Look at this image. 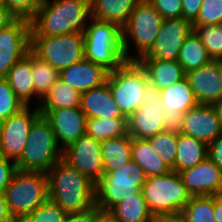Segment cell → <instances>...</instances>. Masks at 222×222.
<instances>
[{
	"instance_id": "obj_1",
	"label": "cell",
	"mask_w": 222,
	"mask_h": 222,
	"mask_svg": "<svg viewBox=\"0 0 222 222\" xmlns=\"http://www.w3.org/2000/svg\"><path fill=\"white\" fill-rule=\"evenodd\" d=\"M46 175L49 199L67 214L82 212L96 205V184L63 159Z\"/></svg>"
},
{
	"instance_id": "obj_2",
	"label": "cell",
	"mask_w": 222,
	"mask_h": 222,
	"mask_svg": "<svg viewBox=\"0 0 222 222\" xmlns=\"http://www.w3.org/2000/svg\"><path fill=\"white\" fill-rule=\"evenodd\" d=\"M90 18V0H42L30 20L31 36L83 33Z\"/></svg>"
},
{
	"instance_id": "obj_3",
	"label": "cell",
	"mask_w": 222,
	"mask_h": 222,
	"mask_svg": "<svg viewBox=\"0 0 222 222\" xmlns=\"http://www.w3.org/2000/svg\"><path fill=\"white\" fill-rule=\"evenodd\" d=\"M83 34L85 59L109 72L116 70L126 61L122 28L119 25L91 17Z\"/></svg>"
},
{
	"instance_id": "obj_4",
	"label": "cell",
	"mask_w": 222,
	"mask_h": 222,
	"mask_svg": "<svg viewBox=\"0 0 222 222\" xmlns=\"http://www.w3.org/2000/svg\"><path fill=\"white\" fill-rule=\"evenodd\" d=\"M62 156L63 150L50 123L40 115L32 124L21 157L15 162L16 169L47 173Z\"/></svg>"
},
{
	"instance_id": "obj_5",
	"label": "cell",
	"mask_w": 222,
	"mask_h": 222,
	"mask_svg": "<svg viewBox=\"0 0 222 222\" xmlns=\"http://www.w3.org/2000/svg\"><path fill=\"white\" fill-rule=\"evenodd\" d=\"M3 193L11 215L20 222L49 199L47 175L16 170Z\"/></svg>"
},
{
	"instance_id": "obj_6",
	"label": "cell",
	"mask_w": 222,
	"mask_h": 222,
	"mask_svg": "<svg viewBox=\"0 0 222 222\" xmlns=\"http://www.w3.org/2000/svg\"><path fill=\"white\" fill-rule=\"evenodd\" d=\"M141 192L152 215H178L191 199L179 173L174 170L146 177Z\"/></svg>"
},
{
	"instance_id": "obj_7",
	"label": "cell",
	"mask_w": 222,
	"mask_h": 222,
	"mask_svg": "<svg viewBox=\"0 0 222 222\" xmlns=\"http://www.w3.org/2000/svg\"><path fill=\"white\" fill-rule=\"evenodd\" d=\"M106 83L114 102L128 118L144 103V89L149 78L138 60H126L119 68L109 72Z\"/></svg>"
},
{
	"instance_id": "obj_8",
	"label": "cell",
	"mask_w": 222,
	"mask_h": 222,
	"mask_svg": "<svg viewBox=\"0 0 222 222\" xmlns=\"http://www.w3.org/2000/svg\"><path fill=\"white\" fill-rule=\"evenodd\" d=\"M162 22L163 17L148 0L138 3L122 28L123 53L126 60H139L152 48ZM131 43L134 44L137 55L129 54Z\"/></svg>"
},
{
	"instance_id": "obj_9",
	"label": "cell",
	"mask_w": 222,
	"mask_h": 222,
	"mask_svg": "<svg viewBox=\"0 0 222 222\" xmlns=\"http://www.w3.org/2000/svg\"><path fill=\"white\" fill-rule=\"evenodd\" d=\"M84 34L31 36V51L59 71L85 58Z\"/></svg>"
},
{
	"instance_id": "obj_10",
	"label": "cell",
	"mask_w": 222,
	"mask_h": 222,
	"mask_svg": "<svg viewBox=\"0 0 222 222\" xmlns=\"http://www.w3.org/2000/svg\"><path fill=\"white\" fill-rule=\"evenodd\" d=\"M165 131L164 106L160 91L150 82L144 89V103L127 118L131 138L148 139Z\"/></svg>"
},
{
	"instance_id": "obj_11",
	"label": "cell",
	"mask_w": 222,
	"mask_h": 222,
	"mask_svg": "<svg viewBox=\"0 0 222 222\" xmlns=\"http://www.w3.org/2000/svg\"><path fill=\"white\" fill-rule=\"evenodd\" d=\"M25 106L18 113L0 122V154L16 162L22 155L33 122L41 115L37 104L30 111Z\"/></svg>"
},
{
	"instance_id": "obj_12",
	"label": "cell",
	"mask_w": 222,
	"mask_h": 222,
	"mask_svg": "<svg viewBox=\"0 0 222 222\" xmlns=\"http://www.w3.org/2000/svg\"><path fill=\"white\" fill-rule=\"evenodd\" d=\"M62 159L95 184L104 174L101 142L87 134L63 149Z\"/></svg>"
},
{
	"instance_id": "obj_13",
	"label": "cell",
	"mask_w": 222,
	"mask_h": 222,
	"mask_svg": "<svg viewBox=\"0 0 222 222\" xmlns=\"http://www.w3.org/2000/svg\"><path fill=\"white\" fill-rule=\"evenodd\" d=\"M31 50V21L17 18L0 30V77H5L17 61Z\"/></svg>"
},
{
	"instance_id": "obj_14",
	"label": "cell",
	"mask_w": 222,
	"mask_h": 222,
	"mask_svg": "<svg viewBox=\"0 0 222 222\" xmlns=\"http://www.w3.org/2000/svg\"><path fill=\"white\" fill-rule=\"evenodd\" d=\"M193 32V24L183 18L163 19L152 48L141 58L178 60L184 40Z\"/></svg>"
},
{
	"instance_id": "obj_15",
	"label": "cell",
	"mask_w": 222,
	"mask_h": 222,
	"mask_svg": "<svg viewBox=\"0 0 222 222\" xmlns=\"http://www.w3.org/2000/svg\"><path fill=\"white\" fill-rule=\"evenodd\" d=\"M41 115L50 123L62 150L86 134L87 117L81 107L46 109Z\"/></svg>"
},
{
	"instance_id": "obj_16",
	"label": "cell",
	"mask_w": 222,
	"mask_h": 222,
	"mask_svg": "<svg viewBox=\"0 0 222 222\" xmlns=\"http://www.w3.org/2000/svg\"><path fill=\"white\" fill-rule=\"evenodd\" d=\"M178 173L191 197L222 192V170L208 157L194 167Z\"/></svg>"
},
{
	"instance_id": "obj_17",
	"label": "cell",
	"mask_w": 222,
	"mask_h": 222,
	"mask_svg": "<svg viewBox=\"0 0 222 222\" xmlns=\"http://www.w3.org/2000/svg\"><path fill=\"white\" fill-rule=\"evenodd\" d=\"M185 78L198 104L215 105L222 98V77L218 60L186 72Z\"/></svg>"
},
{
	"instance_id": "obj_18",
	"label": "cell",
	"mask_w": 222,
	"mask_h": 222,
	"mask_svg": "<svg viewBox=\"0 0 222 222\" xmlns=\"http://www.w3.org/2000/svg\"><path fill=\"white\" fill-rule=\"evenodd\" d=\"M222 132L221 122L214 105L198 104L184 114L181 133L203 141L207 145Z\"/></svg>"
},
{
	"instance_id": "obj_19",
	"label": "cell",
	"mask_w": 222,
	"mask_h": 222,
	"mask_svg": "<svg viewBox=\"0 0 222 222\" xmlns=\"http://www.w3.org/2000/svg\"><path fill=\"white\" fill-rule=\"evenodd\" d=\"M108 75L104 67L85 58L60 70V78L80 93L104 85Z\"/></svg>"
},
{
	"instance_id": "obj_20",
	"label": "cell",
	"mask_w": 222,
	"mask_h": 222,
	"mask_svg": "<svg viewBox=\"0 0 222 222\" xmlns=\"http://www.w3.org/2000/svg\"><path fill=\"white\" fill-rule=\"evenodd\" d=\"M80 107L87 118H126L114 102L107 83L81 93Z\"/></svg>"
},
{
	"instance_id": "obj_21",
	"label": "cell",
	"mask_w": 222,
	"mask_h": 222,
	"mask_svg": "<svg viewBox=\"0 0 222 222\" xmlns=\"http://www.w3.org/2000/svg\"><path fill=\"white\" fill-rule=\"evenodd\" d=\"M138 61L146 70L149 82L159 91L170 87L185 77V72L177 60L140 58Z\"/></svg>"
},
{
	"instance_id": "obj_22",
	"label": "cell",
	"mask_w": 222,
	"mask_h": 222,
	"mask_svg": "<svg viewBox=\"0 0 222 222\" xmlns=\"http://www.w3.org/2000/svg\"><path fill=\"white\" fill-rule=\"evenodd\" d=\"M10 87L14 90L16 96L25 106H29L35 94V88L32 78V51L30 50L22 59L8 71L4 77Z\"/></svg>"
},
{
	"instance_id": "obj_23",
	"label": "cell",
	"mask_w": 222,
	"mask_h": 222,
	"mask_svg": "<svg viewBox=\"0 0 222 222\" xmlns=\"http://www.w3.org/2000/svg\"><path fill=\"white\" fill-rule=\"evenodd\" d=\"M141 0H90L91 17L123 28Z\"/></svg>"
},
{
	"instance_id": "obj_24",
	"label": "cell",
	"mask_w": 222,
	"mask_h": 222,
	"mask_svg": "<svg viewBox=\"0 0 222 222\" xmlns=\"http://www.w3.org/2000/svg\"><path fill=\"white\" fill-rule=\"evenodd\" d=\"M143 185L124 181H98L96 183V205L109 212L117 203L130 195L138 193Z\"/></svg>"
},
{
	"instance_id": "obj_25",
	"label": "cell",
	"mask_w": 222,
	"mask_h": 222,
	"mask_svg": "<svg viewBox=\"0 0 222 222\" xmlns=\"http://www.w3.org/2000/svg\"><path fill=\"white\" fill-rule=\"evenodd\" d=\"M160 95L164 110L171 111L173 114H185L198 105L193 90L185 77L170 87L160 90Z\"/></svg>"
},
{
	"instance_id": "obj_26",
	"label": "cell",
	"mask_w": 222,
	"mask_h": 222,
	"mask_svg": "<svg viewBox=\"0 0 222 222\" xmlns=\"http://www.w3.org/2000/svg\"><path fill=\"white\" fill-rule=\"evenodd\" d=\"M131 159L143 169L146 177L161 176L172 171L146 139L132 138Z\"/></svg>"
},
{
	"instance_id": "obj_27",
	"label": "cell",
	"mask_w": 222,
	"mask_h": 222,
	"mask_svg": "<svg viewBox=\"0 0 222 222\" xmlns=\"http://www.w3.org/2000/svg\"><path fill=\"white\" fill-rule=\"evenodd\" d=\"M176 172L194 167L208 157V145L194 137L178 133Z\"/></svg>"
},
{
	"instance_id": "obj_28",
	"label": "cell",
	"mask_w": 222,
	"mask_h": 222,
	"mask_svg": "<svg viewBox=\"0 0 222 222\" xmlns=\"http://www.w3.org/2000/svg\"><path fill=\"white\" fill-rule=\"evenodd\" d=\"M108 214L116 222H147L153 216L141 190L117 203Z\"/></svg>"
},
{
	"instance_id": "obj_29",
	"label": "cell",
	"mask_w": 222,
	"mask_h": 222,
	"mask_svg": "<svg viewBox=\"0 0 222 222\" xmlns=\"http://www.w3.org/2000/svg\"><path fill=\"white\" fill-rule=\"evenodd\" d=\"M80 104L81 93L59 77L58 81L41 99L37 107L42 114L46 109L80 107Z\"/></svg>"
},
{
	"instance_id": "obj_30",
	"label": "cell",
	"mask_w": 222,
	"mask_h": 222,
	"mask_svg": "<svg viewBox=\"0 0 222 222\" xmlns=\"http://www.w3.org/2000/svg\"><path fill=\"white\" fill-rule=\"evenodd\" d=\"M132 138L127 134L118 138L107 139L101 142L104 173L131 160Z\"/></svg>"
},
{
	"instance_id": "obj_31",
	"label": "cell",
	"mask_w": 222,
	"mask_h": 222,
	"mask_svg": "<svg viewBox=\"0 0 222 222\" xmlns=\"http://www.w3.org/2000/svg\"><path fill=\"white\" fill-rule=\"evenodd\" d=\"M177 61L186 73L207 65L212 59L202 41L192 32L184 40Z\"/></svg>"
},
{
	"instance_id": "obj_32",
	"label": "cell",
	"mask_w": 222,
	"mask_h": 222,
	"mask_svg": "<svg viewBox=\"0 0 222 222\" xmlns=\"http://www.w3.org/2000/svg\"><path fill=\"white\" fill-rule=\"evenodd\" d=\"M86 134L96 139L104 141L127 135V118H87Z\"/></svg>"
},
{
	"instance_id": "obj_33",
	"label": "cell",
	"mask_w": 222,
	"mask_h": 222,
	"mask_svg": "<svg viewBox=\"0 0 222 222\" xmlns=\"http://www.w3.org/2000/svg\"><path fill=\"white\" fill-rule=\"evenodd\" d=\"M59 77L60 71L58 69L52 67L48 62L40 59L32 52V78L35 88V94L36 96H38V105L41 99L58 81Z\"/></svg>"
},
{
	"instance_id": "obj_34",
	"label": "cell",
	"mask_w": 222,
	"mask_h": 222,
	"mask_svg": "<svg viewBox=\"0 0 222 222\" xmlns=\"http://www.w3.org/2000/svg\"><path fill=\"white\" fill-rule=\"evenodd\" d=\"M214 195L192 196L181 210L187 222H215Z\"/></svg>"
},
{
	"instance_id": "obj_35",
	"label": "cell",
	"mask_w": 222,
	"mask_h": 222,
	"mask_svg": "<svg viewBox=\"0 0 222 222\" xmlns=\"http://www.w3.org/2000/svg\"><path fill=\"white\" fill-rule=\"evenodd\" d=\"M178 133L163 131L155 136L148 138L150 147L160 155L165 164L176 172V153H177Z\"/></svg>"
},
{
	"instance_id": "obj_36",
	"label": "cell",
	"mask_w": 222,
	"mask_h": 222,
	"mask_svg": "<svg viewBox=\"0 0 222 222\" xmlns=\"http://www.w3.org/2000/svg\"><path fill=\"white\" fill-rule=\"evenodd\" d=\"M193 33L202 41L212 60L222 59V24L193 25Z\"/></svg>"
},
{
	"instance_id": "obj_37",
	"label": "cell",
	"mask_w": 222,
	"mask_h": 222,
	"mask_svg": "<svg viewBox=\"0 0 222 222\" xmlns=\"http://www.w3.org/2000/svg\"><path fill=\"white\" fill-rule=\"evenodd\" d=\"M145 180L146 175L143 169L131 159L125 165L119 166L118 169L104 173L99 181H124L135 182V185H143Z\"/></svg>"
},
{
	"instance_id": "obj_38",
	"label": "cell",
	"mask_w": 222,
	"mask_h": 222,
	"mask_svg": "<svg viewBox=\"0 0 222 222\" xmlns=\"http://www.w3.org/2000/svg\"><path fill=\"white\" fill-rule=\"evenodd\" d=\"M25 105L4 77H0V122L18 113Z\"/></svg>"
},
{
	"instance_id": "obj_39",
	"label": "cell",
	"mask_w": 222,
	"mask_h": 222,
	"mask_svg": "<svg viewBox=\"0 0 222 222\" xmlns=\"http://www.w3.org/2000/svg\"><path fill=\"white\" fill-rule=\"evenodd\" d=\"M66 215L56 203L48 199L20 222H64Z\"/></svg>"
},
{
	"instance_id": "obj_40",
	"label": "cell",
	"mask_w": 222,
	"mask_h": 222,
	"mask_svg": "<svg viewBox=\"0 0 222 222\" xmlns=\"http://www.w3.org/2000/svg\"><path fill=\"white\" fill-rule=\"evenodd\" d=\"M193 25L222 24V0H203Z\"/></svg>"
},
{
	"instance_id": "obj_41",
	"label": "cell",
	"mask_w": 222,
	"mask_h": 222,
	"mask_svg": "<svg viewBox=\"0 0 222 222\" xmlns=\"http://www.w3.org/2000/svg\"><path fill=\"white\" fill-rule=\"evenodd\" d=\"M42 0H6V8L17 18L31 20Z\"/></svg>"
},
{
	"instance_id": "obj_42",
	"label": "cell",
	"mask_w": 222,
	"mask_h": 222,
	"mask_svg": "<svg viewBox=\"0 0 222 222\" xmlns=\"http://www.w3.org/2000/svg\"><path fill=\"white\" fill-rule=\"evenodd\" d=\"M163 19L182 18L181 0H148Z\"/></svg>"
},
{
	"instance_id": "obj_43",
	"label": "cell",
	"mask_w": 222,
	"mask_h": 222,
	"mask_svg": "<svg viewBox=\"0 0 222 222\" xmlns=\"http://www.w3.org/2000/svg\"><path fill=\"white\" fill-rule=\"evenodd\" d=\"M16 170L15 162L0 154V193L4 192Z\"/></svg>"
},
{
	"instance_id": "obj_44",
	"label": "cell",
	"mask_w": 222,
	"mask_h": 222,
	"mask_svg": "<svg viewBox=\"0 0 222 222\" xmlns=\"http://www.w3.org/2000/svg\"><path fill=\"white\" fill-rule=\"evenodd\" d=\"M103 211L97 206H93L88 210L76 213H68L64 222H96L98 216Z\"/></svg>"
},
{
	"instance_id": "obj_45",
	"label": "cell",
	"mask_w": 222,
	"mask_h": 222,
	"mask_svg": "<svg viewBox=\"0 0 222 222\" xmlns=\"http://www.w3.org/2000/svg\"><path fill=\"white\" fill-rule=\"evenodd\" d=\"M182 18L193 23L200 11L203 0H181Z\"/></svg>"
},
{
	"instance_id": "obj_46",
	"label": "cell",
	"mask_w": 222,
	"mask_h": 222,
	"mask_svg": "<svg viewBox=\"0 0 222 222\" xmlns=\"http://www.w3.org/2000/svg\"><path fill=\"white\" fill-rule=\"evenodd\" d=\"M165 131L181 133L184 114H173L171 111L164 110Z\"/></svg>"
},
{
	"instance_id": "obj_47",
	"label": "cell",
	"mask_w": 222,
	"mask_h": 222,
	"mask_svg": "<svg viewBox=\"0 0 222 222\" xmlns=\"http://www.w3.org/2000/svg\"><path fill=\"white\" fill-rule=\"evenodd\" d=\"M208 158L222 170V132L215 140L208 144Z\"/></svg>"
},
{
	"instance_id": "obj_48",
	"label": "cell",
	"mask_w": 222,
	"mask_h": 222,
	"mask_svg": "<svg viewBox=\"0 0 222 222\" xmlns=\"http://www.w3.org/2000/svg\"><path fill=\"white\" fill-rule=\"evenodd\" d=\"M0 222H17L10 213L4 193H0Z\"/></svg>"
},
{
	"instance_id": "obj_49",
	"label": "cell",
	"mask_w": 222,
	"mask_h": 222,
	"mask_svg": "<svg viewBox=\"0 0 222 222\" xmlns=\"http://www.w3.org/2000/svg\"><path fill=\"white\" fill-rule=\"evenodd\" d=\"M17 17L13 15L6 7L0 6V30L7 28Z\"/></svg>"
},
{
	"instance_id": "obj_50",
	"label": "cell",
	"mask_w": 222,
	"mask_h": 222,
	"mask_svg": "<svg viewBox=\"0 0 222 222\" xmlns=\"http://www.w3.org/2000/svg\"><path fill=\"white\" fill-rule=\"evenodd\" d=\"M214 218L215 222H222V192L214 195Z\"/></svg>"
},
{
	"instance_id": "obj_51",
	"label": "cell",
	"mask_w": 222,
	"mask_h": 222,
	"mask_svg": "<svg viewBox=\"0 0 222 222\" xmlns=\"http://www.w3.org/2000/svg\"><path fill=\"white\" fill-rule=\"evenodd\" d=\"M96 222H116L107 212H102Z\"/></svg>"
},
{
	"instance_id": "obj_52",
	"label": "cell",
	"mask_w": 222,
	"mask_h": 222,
	"mask_svg": "<svg viewBox=\"0 0 222 222\" xmlns=\"http://www.w3.org/2000/svg\"><path fill=\"white\" fill-rule=\"evenodd\" d=\"M147 222H169V216L153 215Z\"/></svg>"
},
{
	"instance_id": "obj_53",
	"label": "cell",
	"mask_w": 222,
	"mask_h": 222,
	"mask_svg": "<svg viewBox=\"0 0 222 222\" xmlns=\"http://www.w3.org/2000/svg\"><path fill=\"white\" fill-rule=\"evenodd\" d=\"M214 106L217 110L218 117L220 119L221 127H222V98Z\"/></svg>"
},
{
	"instance_id": "obj_54",
	"label": "cell",
	"mask_w": 222,
	"mask_h": 222,
	"mask_svg": "<svg viewBox=\"0 0 222 222\" xmlns=\"http://www.w3.org/2000/svg\"><path fill=\"white\" fill-rule=\"evenodd\" d=\"M169 222H187L181 214L169 216Z\"/></svg>"
},
{
	"instance_id": "obj_55",
	"label": "cell",
	"mask_w": 222,
	"mask_h": 222,
	"mask_svg": "<svg viewBox=\"0 0 222 222\" xmlns=\"http://www.w3.org/2000/svg\"><path fill=\"white\" fill-rule=\"evenodd\" d=\"M218 66H219V69H220V72H221V77H222V59L218 60Z\"/></svg>"
},
{
	"instance_id": "obj_56",
	"label": "cell",
	"mask_w": 222,
	"mask_h": 222,
	"mask_svg": "<svg viewBox=\"0 0 222 222\" xmlns=\"http://www.w3.org/2000/svg\"><path fill=\"white\" fill-rule=\"evenodd\" d=\"M0 6L6 7V0H0Z\"/></svg>"
}]
</instances>
